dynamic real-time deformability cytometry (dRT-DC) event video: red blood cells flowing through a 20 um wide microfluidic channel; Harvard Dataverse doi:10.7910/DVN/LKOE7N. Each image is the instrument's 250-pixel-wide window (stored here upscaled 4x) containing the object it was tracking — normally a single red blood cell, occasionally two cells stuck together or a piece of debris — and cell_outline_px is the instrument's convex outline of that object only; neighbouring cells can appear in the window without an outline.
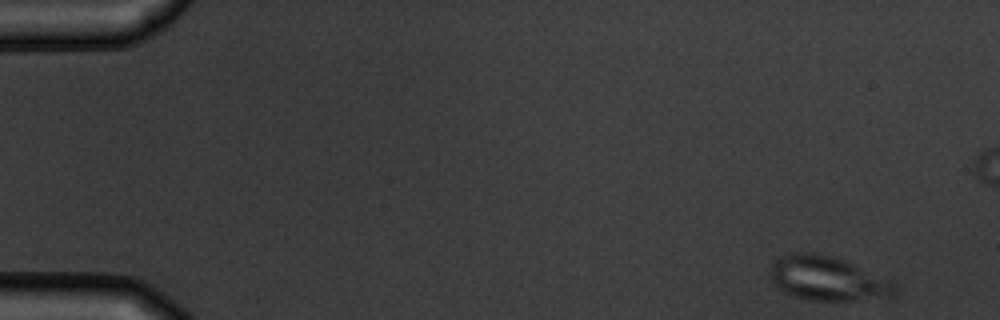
{"species": "common noctule bat (a hibernating species)", "species_latin": "Nyctalus noctula", "temperature_condition": "warm", "stored_images_in_passage": 5, "camera_frame_rate_fps": 3000, "um_per_image_px": 0.085, "animal": {"sex": "male", "body_mass_g": 19.5, "forearm_length_mm": 54.6}, "frame": {"image": 1, "passage_image": 1, "time_ms": 0.0, "image_size_px": [1000, 320], "cell_outline_px": [[896, 292], [892, 296], [848, 300], [808, 300], [796, 296], [780, 288], [768, 276], [768, 272], [772, 264], [776, 260], [792, 252], [812, 252], [832, 256], [844, 260], [896, 284]], "centroid_in_image_um": [70.29, 23.66], "position_along_channel_um": 14.7, "area_um2": 31.39}}